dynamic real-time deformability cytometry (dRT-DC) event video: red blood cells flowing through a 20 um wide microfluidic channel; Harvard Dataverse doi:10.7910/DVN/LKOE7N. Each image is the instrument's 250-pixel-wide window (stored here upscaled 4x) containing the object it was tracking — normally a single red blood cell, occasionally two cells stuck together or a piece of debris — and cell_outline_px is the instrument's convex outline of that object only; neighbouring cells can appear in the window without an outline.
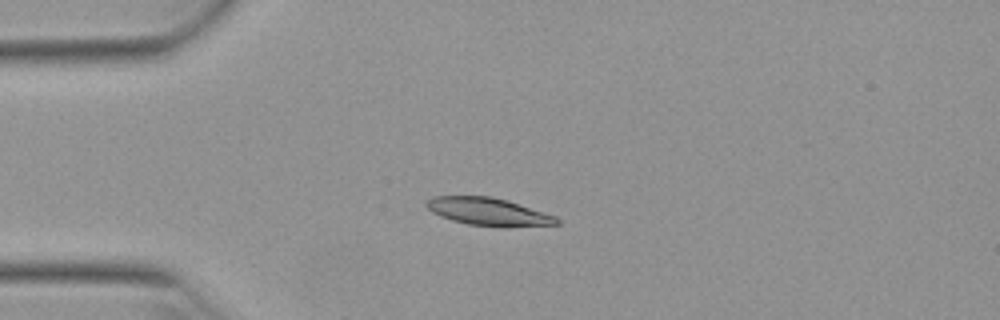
{"species": "Egyptian fruit bat (a non-hibernating species)", "species_latin": "Rousettus aegyptiacus", "temperature_condition": "warm", "stored_images_in_passage": 37, "segment_of_instrument_passage": [1, 2], "camera_frame_rate_fps": 3000, "um_per_image_px": 0.085, "animal": {"sex": "female"}, "frame": {"image": 1, "passage_image": 1, "time_ms": 0.0, "image_size_px": [1000, 320], "cell_outline_px": [[560, 224], [504, 228], [468, 224], [452, 220], [440, 216], [432, 212], [424, 204], [432, 196], [492, 196], [508, 200], [556, 216], [560, 220]], "centroid_in_image_um": [41.55, 18.0], "position_along_channel_um": 43.5, "area_um2": 21.33}}